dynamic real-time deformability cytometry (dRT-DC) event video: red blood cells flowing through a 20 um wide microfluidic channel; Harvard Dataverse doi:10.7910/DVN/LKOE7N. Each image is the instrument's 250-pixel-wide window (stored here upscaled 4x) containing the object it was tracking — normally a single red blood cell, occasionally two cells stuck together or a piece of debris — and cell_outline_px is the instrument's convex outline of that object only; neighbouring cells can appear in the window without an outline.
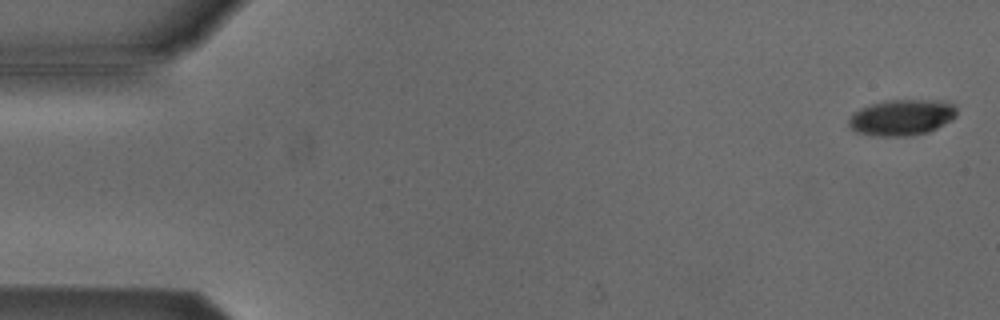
{"species": "Egyptian fruit bat (a non-hibernating species)", "species_latin": "Rousettus aegyptiacus", "temperature_condition": "cold", "stored_images_in_passage": 54, "camera_frame_rate_fps": 3000, "um_per_image_px": 0.085, "animal": {"sex": "male"}, "frame": {"image": 1, "passage_image": 2, "time_ms": 0.333, "image_size_px": [1000, 320], "cell_outline_px": [[956, 116], [952, 120], [928, 132], [912, 136], [872, 136], [856, 132], [848, 124], [848, 120], [852, 112], [860, 108], [884, 100], [932, 100], [956, 104]], "centroid_in_image_um": [76.63, 9.99], "position_along_channel_um": 8.4, "area_um2": 22.83}}
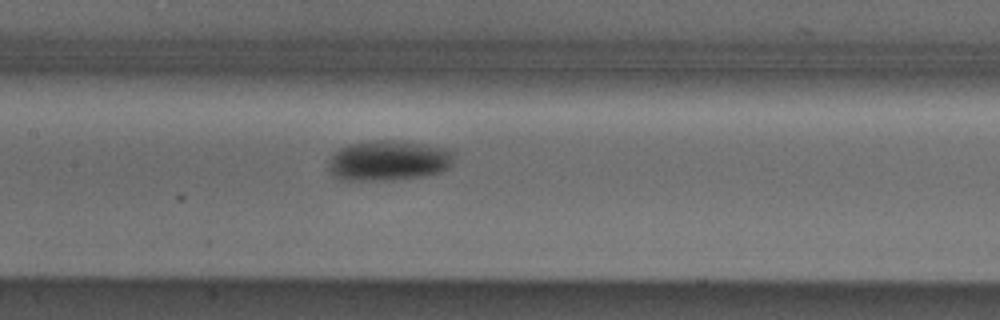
{"frame": {"image": 2, "passage_image": 26, "time_ms": 8.333, "image_size_px": [1000, 320], "cell_outline_px": [[452, 164], [448, 168], [440, 172], [424, 176], [392, 180], [344, 180], [332, 176], [328, 168], [328, 160], [340, 148], [348, 144], [372, 140], [404, 140], [428, 144], [448, 148], [452, 152]], "centroid_in_image_um": [33.02, 13.63], "position_along_channel_um": 174.4, "area_um2": 29.88}}
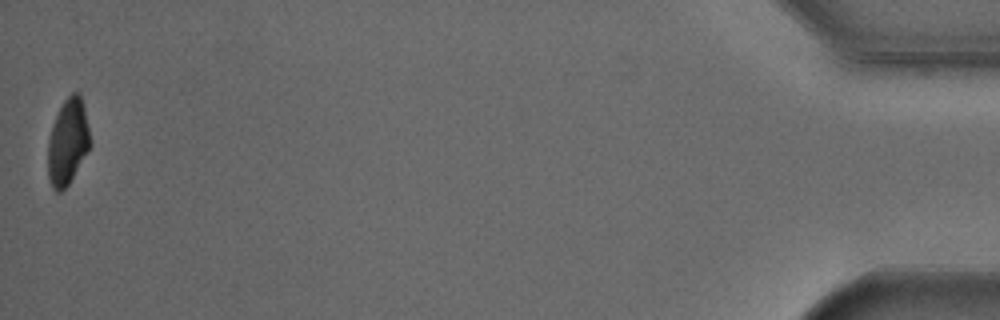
{"frame": {"image": 3, "passage_image": 54, "time_ms": 17.667, "image_size_px": [1000, 320], "cell_outline_px": [[92, 144], [68, 184], [60, 192], [56, 192], [52, 188], [48, 176], [48, 140], [52, 124], [64, 100], [72, 92], [80, 92], [84, 108]], "centroid_in_image_um": [5.76, 12.05], "position_along_channel_um": 429.4, "area_um2": 21.04}, "authors_computed_cell_mechanics": {"area_um2": 24.4783, "velocity_mm_per_s": 3.8124, "shape_relaxation_time_tau1_ms": 3.8606, "shape_relaxation_time_tau2_ms": null, "deformation_change_tau1": 0.1435, "deformation_change_tau2": null}}